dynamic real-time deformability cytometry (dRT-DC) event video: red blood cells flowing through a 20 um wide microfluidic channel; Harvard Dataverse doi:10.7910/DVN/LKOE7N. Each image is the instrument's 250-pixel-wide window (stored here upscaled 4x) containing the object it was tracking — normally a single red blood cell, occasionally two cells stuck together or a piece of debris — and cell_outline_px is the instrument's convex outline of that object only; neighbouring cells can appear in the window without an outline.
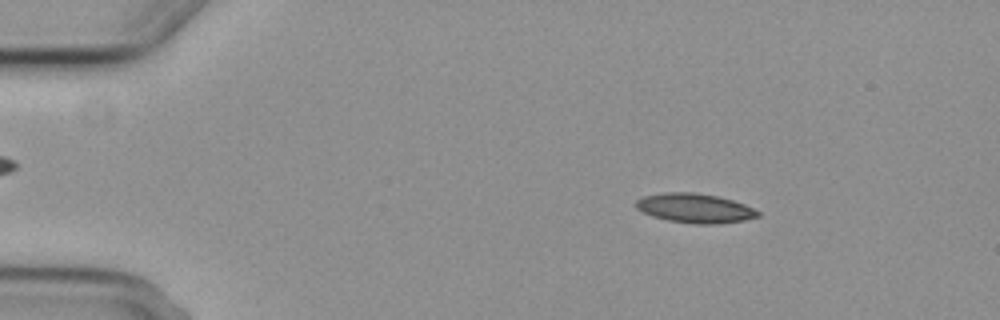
{"species": "common noctule bat (a hibernating species)", "species_latin": "Nyctalus noctula", "temperature_condition": "cold", "stored_images_in_passage": 4, "camera_frame_rate_fps": 3000, "um_per_image_px": 0.085, "animal": {"sex": "female", "body_mass_g": 29.2, "forearm_length_mm": 56.3}, "frame": {"image": 1, "passage_image": 2, "time_ms": 1.0, "image_size_px": [1000, 320], "cell_outline_px": [[760, 216], [744, 220], [716, 224], [692, 224], [668, 220], [652, 216], [636, 208], [636, 200], [644, 196], [664, 192], [692, 192], [716, 196], [732, 200], [744, 204], [760, 212]], "centroid_in_image_um": [59.06, 17.7], "position_along_channel_um": 25.9, "area_um2": 20.75}}
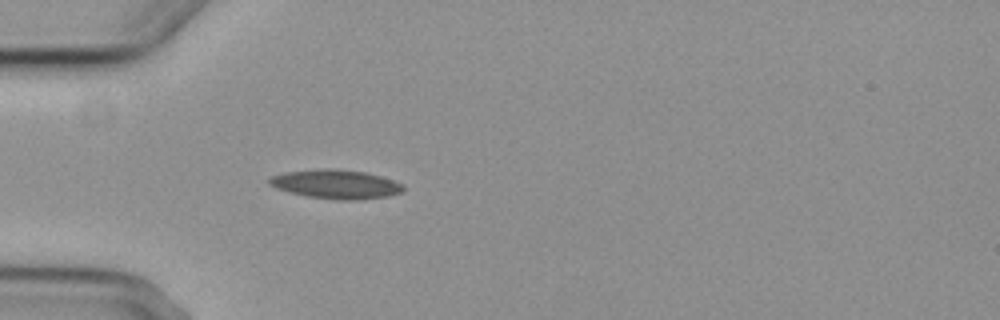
{"frame": {"image": 2, "passage_image": 4, "time_ms": 3.667, "image_size_px": [1000, 320], "cell_outline_px": [[404, 192], [388, 196], [356, 200], [336, 200], [308, 196], [288, 192], [276, 188], [268, 184], [268, 180], [272, 176], [284, 172], [328, 168], [364, 172], [380, 176], [404, 184]], "centroid_in_image_um": [28.56, 15.66], "position_along_channel_um": 56.4, "area_um2": 22.6}}